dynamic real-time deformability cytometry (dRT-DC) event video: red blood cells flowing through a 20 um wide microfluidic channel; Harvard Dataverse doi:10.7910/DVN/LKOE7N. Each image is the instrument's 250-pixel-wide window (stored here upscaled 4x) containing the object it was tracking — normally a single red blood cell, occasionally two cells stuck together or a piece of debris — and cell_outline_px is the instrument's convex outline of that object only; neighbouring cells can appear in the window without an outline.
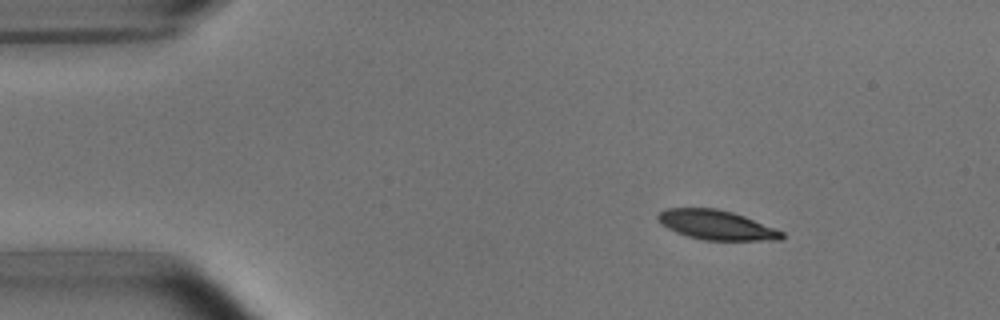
{"species": "common noctule bat (a hibernating species)", "species_latin": "Nyctalus noctula", "temperature_condition": "room temperature", "stored_images_in_passage": 5, "segment_of_instrument_passage": [1, 2], "camera_frame_rate_fps": 3000, "um_per_image_px": 0.085, "animal": {"sex": "male", "body_mass_g": 15.6}, "frame": {"image": 1, "passage_image": 2, "time_ms": 1.0, "image_size_px": [1000, 320], "cell_outline_px": [[784, 236], [780, 240], [704, 240], [688, 236], [676, 232], [660, 224], [656, 216], [660, 212], [668, 208], [716, 208], [732, 212], [744, 216], [784, 232]], "centroid_in_image_um": [60.88, 19.12], "position_along_channel_um": 24.1, "area_um2": 21.15}}